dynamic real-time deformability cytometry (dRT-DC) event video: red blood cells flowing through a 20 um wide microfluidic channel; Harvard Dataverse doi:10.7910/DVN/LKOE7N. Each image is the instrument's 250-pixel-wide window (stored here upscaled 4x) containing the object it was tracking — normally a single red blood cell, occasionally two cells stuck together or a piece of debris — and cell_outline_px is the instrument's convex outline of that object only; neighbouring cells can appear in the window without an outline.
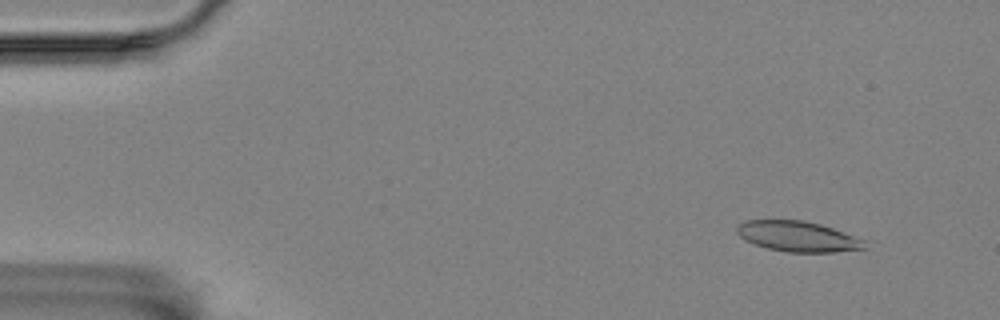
{"species": "Egyptian fruit bat (a non-hibernating species)", "species_latin": "Rousettus aegyptiacus", "temperature_condition": "room temperature", "stored_images_in_passage": 56, "camera_frame_rate_fps": 3000, "um_per_image_px": 0.085, "animal": {"sex": "female"}, "frame": {"image": 1, "passage_image": 4, "time_ms": 1.0, "image_size_px": [1000, 320], "cell_outline_px": [[868, 248], [836, 252], [788, 252], [768, 248], [744, 240], [736, 232], [736, 228], [744, 220], [804, 220], [820, 224], [844, 232], [864, 240]], "centroid_in_image_um": [67.82, 20.09], "position_along_channel_um": 17.2, "area_um2": 22.6}}
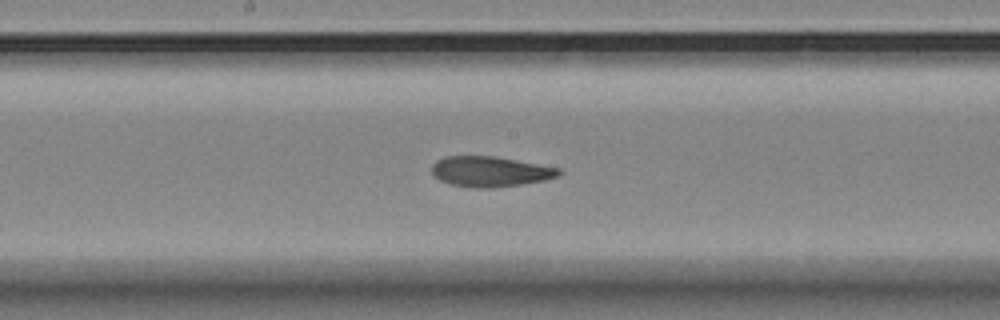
{"frame": {"image": 2, "passage_image": 29, "time_ms": 9.333, "image_size_px": [1000, 320], "cell_outline_px": [[564, 172], [560, 176], [544, 180], [520, 184], [492, 188], [472, 188], [448, 184], [440, 180], [432, 172], [432, 164], [436, 160], [444, 156], [496, 156], [560, 168]], "centroid_in_image_um": [41.67, 14.58], "position_along_channel_um": 206.5, "area_um2": 22.66}}
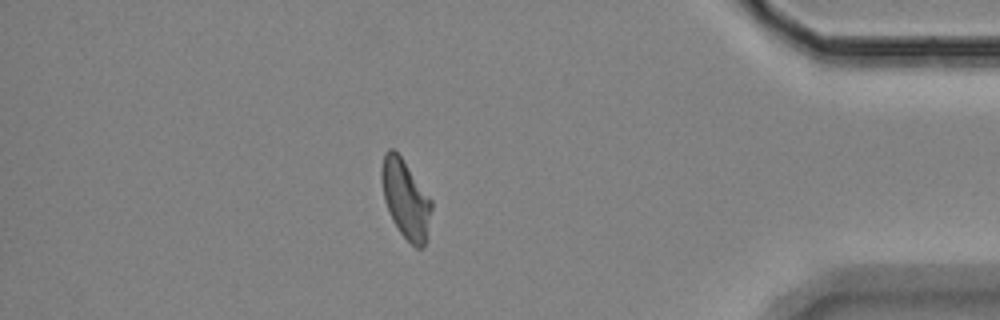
{"frame": {"image": 3, "passage_image": 49, "time_ms": 16.0, "image_size_px": [1000, 320], "cell_outline_px": [[432, 208], [424, 248], [416, 248], [400, 232], [392, 220], [384, 200], [380, 176], [380, 168], [384, 152], [388, 148], [392, 148], [400, 156], [432, 200]], "centroid_in_image_um": [34.45, 16.9], "position_along_channel_um": 400.7, "area_um2": 22.72}, "authors_computed_cell_mechanics": {"area_um2": 22.6576, "velocity_mm_per_s": 3.445, "shape_relaxation_time_tau1_ms": null, "shape_relaxation_time_tau2_ms": 3.4605, "deformation_change_tau1": null, "deformation_change_tau2": 0.0982}}